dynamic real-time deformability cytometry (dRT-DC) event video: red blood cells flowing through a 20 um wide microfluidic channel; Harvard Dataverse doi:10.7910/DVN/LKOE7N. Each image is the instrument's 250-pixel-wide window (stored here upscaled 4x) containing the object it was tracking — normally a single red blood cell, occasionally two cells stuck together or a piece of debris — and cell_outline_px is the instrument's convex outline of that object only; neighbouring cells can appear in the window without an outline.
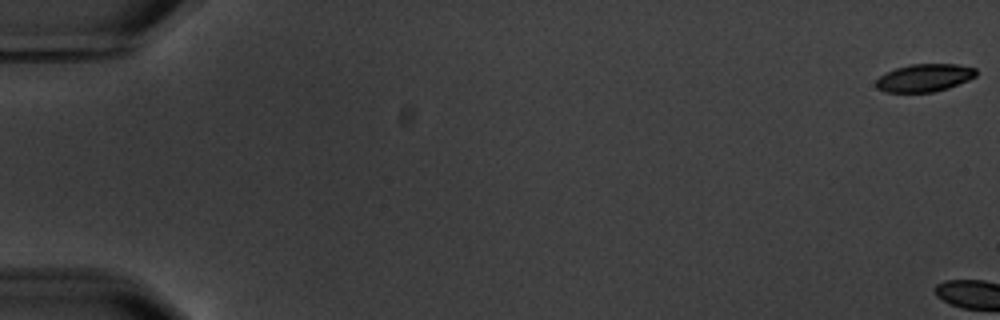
{"species": "common noctule bat (a hibernating species)", "species_latin": "Nyctalus noctula", "temperature_condition": "warm", "stored_images_in_passage": 5, "camera_frame_rate_fps": 3000, "um_per_image_px": 0.085, "animal": {"sex": "male", "body_mass_g": 20.1, "forearm_length_mm": 53.5}, "frame": {"image": 1, "passage_image": 1, "time_ms": 0.0, "image_size_px": [1000, 320], "cell_outline_px": [[976, 76], [968, 80], [948, 88], [932, 92], [884, 92], [876, 88], [876, 80], [884, 72], [896, 68], [912, 64], [956, 64], [976, 68]], "centroid_in_image_um": [78.55, 6.61], "position_along_channel_um": 6.4, "area_um2": 16.18}}